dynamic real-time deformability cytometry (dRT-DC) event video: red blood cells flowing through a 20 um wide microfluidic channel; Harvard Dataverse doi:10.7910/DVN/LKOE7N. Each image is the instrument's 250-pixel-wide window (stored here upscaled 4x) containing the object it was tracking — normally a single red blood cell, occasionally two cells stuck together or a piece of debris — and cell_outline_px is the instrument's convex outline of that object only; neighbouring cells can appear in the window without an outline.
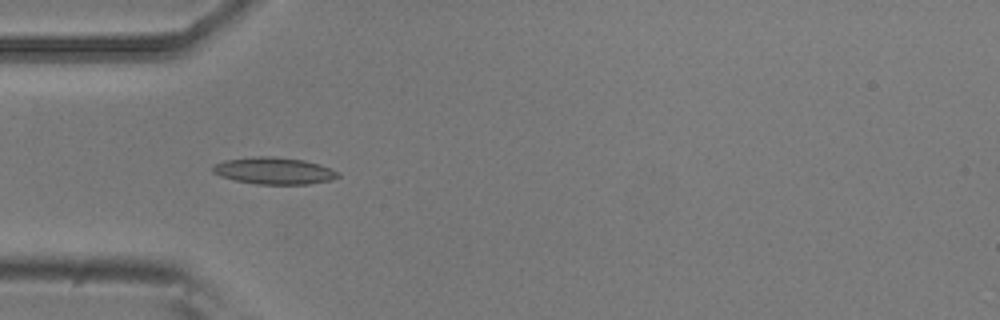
{"species": "common noctule bat (a hibernating species)", "species_latin": "Nyctalus noctula", "temperature_condition": "room temperature", "stored_images_in_passage": 5, "camera_frame_rate_fps": 3000, "um_per_image_px": 0.085, "animal": {"sex": "male", "body_mass_g": 20.5, "forearm_length_mm": 52.5}, "frame": {"image": 1, "passage_image": 4, "time_ms": 1.0, "image_size_px": [1000, 320], "cell_outline_px": [[340, 176], [332, 180], [308, 184], [256, 184], [236, 180], [220, 176], [212, 172], [212, 164], [224, 160], [256, 156], [272, 156], [304, 160], [320, 164], [340, 172]], "centroid_in_image_um": [23.29, 14.51], "position_along_channel_um": 61.7, "area_um2": 19.77}}
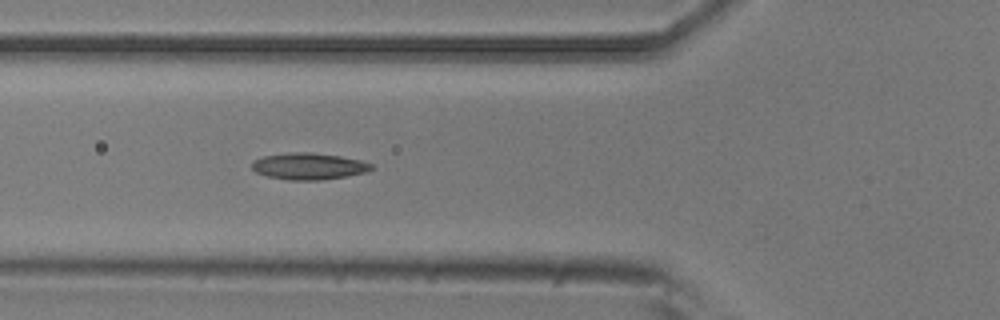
{"frame": {"image": 2, "passage_image": 5, "time_ms": 1.333, "image_size_px": [1000, 320], "cell_outline_px": [[372, 168], [368, 172], [348, 176], [320, 180], [288, 180], [268, 176], [256, 172], [252, 168], [252, 160], [264, 156], [288, 152], [312, 152], [340, 156], [360, 160], [372, 164]], "centroid_in_image_um": [26.24, 14.13], "position_along_channel_um": 99.6, "area_um2": 18.61}}